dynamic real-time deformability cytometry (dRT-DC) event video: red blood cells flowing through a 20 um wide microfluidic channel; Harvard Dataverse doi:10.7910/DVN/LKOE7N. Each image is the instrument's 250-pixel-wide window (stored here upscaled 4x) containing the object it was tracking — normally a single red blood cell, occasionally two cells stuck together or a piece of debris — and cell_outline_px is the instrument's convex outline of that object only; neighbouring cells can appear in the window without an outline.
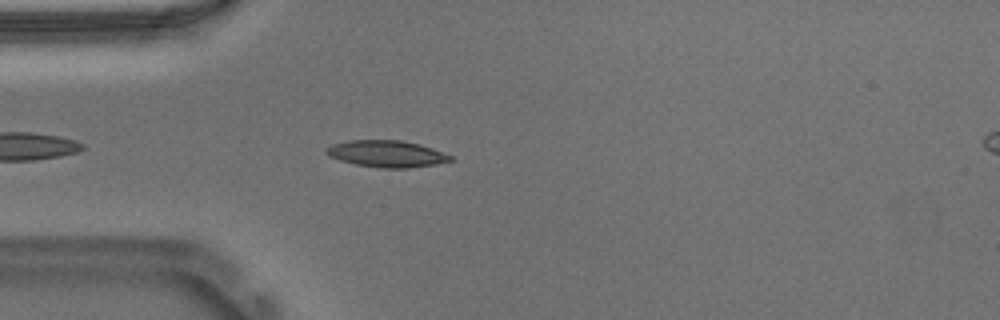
{"species": "Egyptian fruit bat (a non-hibernating species)", "species_latin": "Rousettus aegyptiacus", "temperature_condition": "warm", "stored_images_in_passage": 11, "camera_frame_rate_fps": 3000, "um_per_image_px": 0.085, "animal": {"sex": "male"}, "frame": {"image": 1, "passage_image": 5, "time_ms": 1.333, "image_size_px": [1000, 320], "cell_outline_px": [[456, 160], [436, 164], [408, 168], [380, 168], [356, 164], [340, 160], [328, 156], [324, 152], [324, 148], [332, 144], [348, 140], [400, 140], [420, 144], [432, 148], [452, 156]], "centroid_in_image_um": [32.85, 13.07], "position_along_channel_um": 52.1, "area_um2": 19.48}}